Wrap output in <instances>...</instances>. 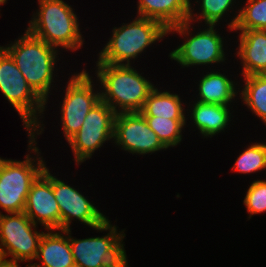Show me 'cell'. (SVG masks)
Returning <instances> with one entry per match:
<instances>
[{
  "label": "cell",
  "instance_id": "cell-27",
  "mask_svg": "<svg viewBox=\"0 0 266 267\" xmlns=\"http://www.w3.org/2000/svg\"><path fill=\"white\" fill-rule=\"evenodd\" d=\"M0 267H16V264L9 262L6 258L0 257Z\"/></svg>",
  "mask_w": 266,
  "mask_h": 267
},
{
  "label": "cell",
  "instance_id": "cell-25",
  "mask_svg": "<svg viewBox=\"0 0 266 267\" xmlns=\"http://www.w3.org/2000/svg\"><path fill=\"white\" fill-rule=\"evenodd\" d=\"M232 171L250 174L266 170V145L264 142L249 144L235 160Z\"/></svg>",
  "mask_w": 266,
  "mask_h": 267
},
{
  "label": "cell",
  "instance_id": "cell-3",
  "mask_svg": "<svg viewBox=\"0 0 266 267\" xmlns=\"http://www.w3.org/2000/svg\"><path fill=\"white\" fill-rule=\"evenodd\" d=\"M27 31L57 49L76 51L84 45L79 18L71 5L63 0H38Z\"/></svg>",
  "mask_w": 266,
  "mask_h": 267
},
{
  "label": "cell",
  "instance_id": "cell-21",
  "mask_svg": "<svg viewBox=\"0 0 266 267\" xmlns=\"http://www.w3.org/2000/svg\"><path fill=\"white\" fill-rule=\"evenodd\" d=\"M243 78V86L239 85L242 89H239L241 102L266 126V74L243 76Z\"/></svg>",
  "mask_w": 266,
  "mask_h": 267
},
{
  "label": "cell",
  "instance_id": "cell-9",
  "mask_svg": "<svg viewBox=\"0 0 266 267\" xmlns=\"http://www.w3.org/2000/svg\"><path fill=\"white\" fill-rule=\"evenodd\" d=\"M38 225L24 213L0 214V257L20 265L35 260L40 240L44 234L38 231ZM20 262V263H19Z\"/></svg>",
  "mask_w": 266,
  "mask_h": 267
},
{
  "label": "cell",
  "instance_id": "cell-23",
  "mask_svg": "<svg viewBox=\"0 0 266 267\" xmlns=\"http://www.w3.org/2000/svg\"><path fill=\"white\" fill-rule=\"evenodd\" d=\"M236 1L237 0H196L195 3L197 2L198 6L200 7H198V10L200 12L197 11V13H194V10L196 9H194L193 7L195 6L192 5V2H190L188 21L192 23L197 22L198 25L201 24L202 26L203 22L205 25L217 26L218 24H220L219 22L221 20H225L224 17L228 18L229 13H231V9H233V11L235 10L233 7H237V5L235 6Z\"/></svg>",
  "mask_w": 266,
  "mask_h": 267
},
{
  "label": "cell",
  "instance_id": "cell-15",
  "mask_svg": "<svg viewBox=\"0 0 266 267\" xmlns=\"http://www.w3.org/2000/svg\"><path fill=\"white\" fill-rule=\"evenodd\" d=\"M234 31L239 33L235 54L241 60V75L266 74V30Z\"/></svg>",
  "mask_w": 266,
  "mask_h": 267
},
{
  "label": "cell",
  "instance_id": "cell-19",
  "mask_svg": "<svg viewBox=\"0 0 266 267\" xmlns=\"http://www.w3.org/2000/svg\"><path fill=\"white\" fill-rule=\"evenodd\" d=\"M192 103V105H189L191 111L189 110L187 114L191 112L190 117L194 123L193 126L196 127L201 136L206 139L208 137L212 138L228 129V125L233 120L231 118L234 117L231 114L232 106L207 104L198 101H193Z\"/></svg>",
  "mask_w": 266,
  "mask_h": 267
},
{
  "label": "cell",
  "instance_id": "cell-16",
  "mask_svg": "<svg viewBox=\"0 0 266 267\" xmlns=\"http://www.w3.org/2000/svg\"><path fill=\"white\" fill-rule=\"evenodd\" d=\"M58 231V232H56ZM32 267H73V254L69 244V229L47 230L44 232L38 248V253Z\"/></svg>",
  "mask_w": 266,
  "mask_h": 267
},
{
  "label": "cell",
  "instance_id": "cell-6",
  "mask_svg": "<svg viewBox=\"0 0 266 267\" xmlns=\"http://www.w3.org/2000/svg\"><path fill=\"white\" fill-rule=\"evenodd\" d=\"M0 91L16 109L27 134L42 135L46 103L28 85L12 57L0 45ZM46 107V108H45ZM42 123V124H41Z\"/></svg>",
  "mask_w": 266,
  "mask_h": 267
},
{
  "label": "cell",
  "instance_id": "cell-18",
  "mask_svg": "<svg viewBox=\"0 0 266 267\" xmlns=\"http://www.w3.org/2000/svg\"><path fill=\"white\" fill-rule=\"evenodd\" d=\"M206 73L201 76L197 85L198 97L196 96L197 99L194 101L231 106L235 99H239V97L236 98L240 89L238 81L236 83L228 75L215 70Z\"/></svg>",
  "mask_w": 266,
  "mask_h": 267
},
{
  "label": "cell",
  "instance_id": "cell-4",
  "mask_svg": "<svg viewBox=\"0 0 266 267\" xmlns=\"http://www.w3.org/2000/svg\"><path fill=\"white\" fill-rule=\"evenodd\" d=\"M112 29V36L98 53L96 63L131 65L147 47L168 35V30L160 22L139 16Z\"/></svg>",
  "mask_w": 266,
  "mask_h": 267
},
{
  "label": "cell",
  "instance_id": "cell-10",
  "mask_svg": "<svg viewBox=\"0 0 266 267\" xmlns=\"http://www.w3.org/2000/svg\"><path fill=\"white\" fill-rule=\"evenodd\" d=\"M91 78L89 72L83 69L74 73L66 82L59 109L66 141L80 130L89 111L100 101V88L94 86L95 82Z\"/></svg>",
  "mask_w": 266,
  "mask_h": 267
},
{
  "label": "cell",
  "instance_id": "cell-2",
  "mask_svg": "<svg viewBox=\"0 0 266 267\" xmlns=\"http://www.w3.org/2000/svg\"><path fill=\"white\" fill-rule=\"evenodd\" d=\"M19 37L8 46L1 47L12 57L32 90L48 104L51 87L56 85L54 73L60 49L48 45L27 30Z\"/></svg>",
  "mask_w": 266,
  "mask_h": 267
},
{
  "label": "cell",
  "instance_id": "cell-1",
  "mask_svg": "<svg viewBox=\"0 0 266 267\" xmlns=\"http://www.w3.org/2000/svg\"><path fill=\"white\" fill-rule=\"evenodd\" d=\"M96 83H99L100 100L116 114L140 112L149 93L156 87L132 65L96 63ZM102 88V89H101Z\"/></svg>",
  "mask_w": 266,
  "mask_h": 267
},
{
  "label": "cell",
  "instance_id": "cell-29",
  "mask_svg": "<svg viewBox=\"0 0 266 267\" xmlns=\"http://www.w3.org/2000/svg\"><path fill=\"white\" fill-rule=\"evenodd\" d=\"M16 267H20V265H16ZM25 267H32L31 265L26 264Z\"/></svg>",
  "mask_w": 266,
  "mask_h": 267
},
{
  "label": "cell",
  "instance_id": "cell-24",
  "mask_svg": "<svg viewBox=\"0 0 266 267\" xmlns=\"http://www.w3.org/2000/svg\"><path fill=\"white\" fill-rule=\"evenodd\" d=\"M149 127L157 134L158 139L168 149L183 141V131L187 119H166L158 117H145Z\"/></svg>",
  "mask_w": 266,
  "mask_h": 267
},
{
  "label": "cell",
  "instance_id": "cell-5",
  "mask_svg": "<svg viewBox=\"0 0 266 267\" xmlns=\"http://www.w3.org/2000/svg\"><path fill=\"white\" fill-rule=\"evenodd\" d=\"M28 153L23 161L0 157V209L6 213L24 212L27 195L32 183L47 167L37 146V139L27 136ZM2 212L0 211V214Z\"/></svg>",
  "mask_w": 266,
  "mask_h": 267
},
{
  "label": "cell",
  "instance_id": "cell-22",
  "mask_svg": "<svg viewBox=\"0 0 266 267\" xmlns=\"http://www.w3.org/2000/svg\"><path fill=\"white\" fill-rule=\"evenodd\" d=\"M245 5L229 19L227 28L233 30H266V0H246Z\"/></svg>",
  "mask_w": 266,
  "mask_h": 267
},
{
  "label": "cell",
  "instance_id": "cell-7",
  "mask_svg": "<svg viewBox=\"0 0 266 267\" xmlns=\"http://www.w3.org/2000/svg\"><path fill=\"white\" fill-rule=\"evenodd\" d=\"M107 219L100 226L93 228L98 232L106 231V235L88 237L83 239L73 238L69 229V244L74 262L79 267H129L126 250L124 248L126 237L125 229L119 228Z\"/></svg>",
  "mask_w": 266,
  "mask_h": 267
},
{
  "label": "cell",
  "instance_id": "cell-11",
  "mask_svg": "<svg viewBox=\"0 0 266 267\" xmlns=\"http://www.w3.org/2000/svg\"><path fill=\"white\" fill-rule=\"evenodd\" d=\"M115 116L101 100L89 111L80 130L67 141L77 166L92 158L105 142L113 141Z\"/></svg>",
  "mask_w": 266,
  "mask_h": 267
},
{
  "label": "cell",
  "instance_id": "cell-26",
  "mask_svg": "<svg viewBox=\"0 0 266 267\" xmlns=\"http://www.w3.org/2000/svg\"><path fill=\"white\" fill-rule=\"evenodd\" d=\"M248 218L266 212V180L257 179L250 183L243 200Z\"/></svg>",
  "mask_w": 266,
  "mask_h": 267
},
{
  "label": "cell",
  "instance_id": "cell-12",
  "mask_svg": "<svg viewBox=\"0 0 266 267\" xmlns=\"http://www.w3.org/2000/svg\"><path fill=\"white\" fill-rule=\"evenodd\" d=\"M113 143L132 155L152 154L167 148L149 127L140 112L117 113L114 121Z\"/></svg>",
  "mask_w": 266,
  "mask_h": 267
},
{
  "label": "cell",
  "instance_id": "cell-28",
  "mask_svg": "<svg viewBox=\"0 0 266 267\" xmlns=\"http://www.w3.org/2000/svg\"><path fill=\"white\" fill-rule=\"evenodd\" d=\"M6 2H7V0H0V6L6 4Z\"/></svg>",
  "mask_w": 266,
  "mask_h": 267
},
{
  "label": "cell",
  "instance_id": "cell-8",
  "mask_svg": "<svg viewBox=\"0 0 266 267\" xmlns=\"http://www.w3.org/2000/svg\"><path fill=\"white\" fill-rule=\"evenodd\" d=\"M190 21L168 29L169 34L178 33L184 39L181 45L169 53V59L176 61L181 68L195 66H209L224 63L225 56L224 38L216 31V25H204L199 32L191 33L195 26ZM191 27V28H190ZM175 32V33H174ZM191 33V34H190Z\"/></svg>",
  "mask_w": 266,
  "mask_h": 267
},
{
  "label": "cell",
  "instance_id": "cell-13",
  "mask_svg": "<svg viewBox=\"0 0 266 267\" xmlns=\"http://www.w3.org/2000/svg\"><path fill=\"white\" fill-rule=\"evenodd\" d=\"M53 194L59 205L61 230L71 229L72 221L78 220L91 229L103 224L105 216L93 201L85 197L79 189L67 184L53 175ZM92 202V203H91Z\"/></svg>",
  "mask_w": 266,
  "mask_h": 267
},
{
  "label": "cell",
  "instance_id": "cell-14",
  "mask_svg": "<svg viewBox=\"0 0 266 267\" xmlns=\"http://www.w3.org/2000/svg\"><path fill=\"white\" fill-rule=\"evenodd\" d=\"M24 213L45 231L61 230L59 205L53 194V174L48 167L32 183L26 198Z\"/></svg>",
  "mask_w": 266,
  "mask_h": 267
},
{
  "label": "cell",
  "instance_id": "cell-17",
  "mask_svg": "<svg viewBox=\"0 0 266 267\" xmlns=\"http://www.w3.org/2000/svg\"><path fill=\"white\" fill-rule=\"evenodd\" d=\"M192 0H138L137 16L160 22L167 30L188 21Z\"/></svg>",
  "mask_w": 266,
  "mask_h": 267
},
{
  "label": "cell",
  "instance_id": "cell-20",
  "mask_svg": "<svg viewBox=\"0 0 266 267\" xmlns=\"http://www.w3.org/2000/svg\"><path fill=\"white\" fill-rule=\"evenodd\" d=\"M176 93L161 90L155 87L148 95L140 111L144 117H158L166 119H188L185 115V106Z\"/></svg>",
  "mask_w": 266,
  "mask_h": 267
}]
</instances>
